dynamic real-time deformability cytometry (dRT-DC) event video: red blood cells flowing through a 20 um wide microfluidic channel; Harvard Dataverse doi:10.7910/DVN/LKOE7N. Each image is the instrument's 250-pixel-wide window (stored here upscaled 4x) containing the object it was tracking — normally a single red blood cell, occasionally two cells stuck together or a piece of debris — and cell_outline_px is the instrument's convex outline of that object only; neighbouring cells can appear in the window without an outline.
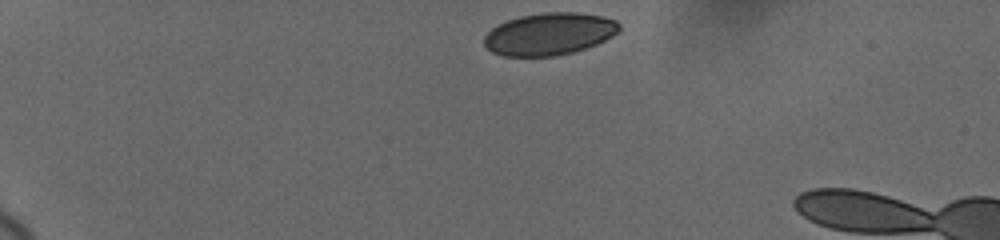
{"species": "human", "species_latin": "Homo sapiens", "temperature_condition": "cold", "stored_images_in_passage": 17, "camera_frame_rate_fps": 3000, "um_per_image_px": 0.085, "donor": {"sex": "female"}, "frame": {"image": 1, "passage_image": 1, "time_ms": 0.0, "image_size_px": [1000, 240], "cell_outline_px": [[620, 28], [612, 36], [596, 44], [572, 52], [556, 56], [504, 56], [492, 52], [484, 44], [484, 36], [496, 24], [520, 16], [544, 12], [576, 12], [604, 16], [616, 20], [620, 24]], "centroid_in_image_um": [46.68, 2.88], "position_along_channel_um": 38.3, "area_um2": 33.23}}
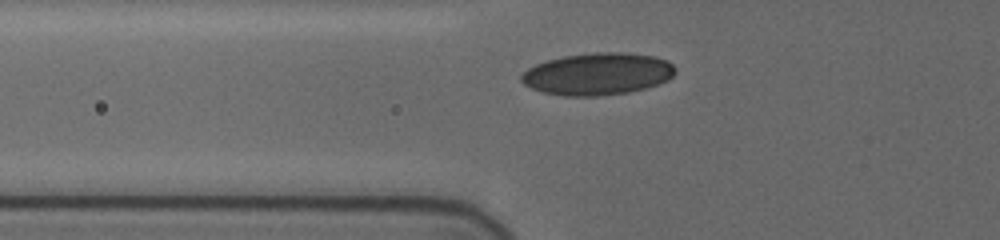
{"frame": {"image": 2, "passage_image": 13, "time_ms": 3.0, "image_size_px": [1000, 240], "cell_outline_px": [[676, 72], [668, 80], [660, 84], [628, 92], [596, 96], [564, 96], [544, 92], [532, 88], [524, 84], [520, 80], [520, 76], [528, 68], [536, 64], [548, 60], [564, 56], [596, 52], [624, 52], [652, 56], [668, 60], [676, 68]], "centroid_in_image_um": [50.82, 6.28], "position_along_channel_um": 75.0, "area_um2": 37.74}}
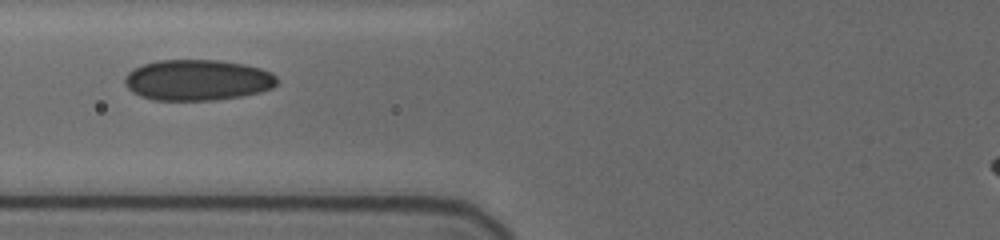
{"frame": {"image": 3, "passage_image": 16, "time_ms": 4.0, "image_size_px": [1000, 240], "cell_outline_px": [[276, 84], [272, 88], [260, 92], [240, 96], [216, 100], [152, 100], [140, 96], [132, 92], [124, 84], [124, 76], [132, 68], [156, 60], [220, 60], [244, 64], [260, 68], [272, 72], [276, 76]], "centroid_in_image_um": [16.75, 6.8], "position_along_channel_um": 109.0, "area_um2": 36.53}}